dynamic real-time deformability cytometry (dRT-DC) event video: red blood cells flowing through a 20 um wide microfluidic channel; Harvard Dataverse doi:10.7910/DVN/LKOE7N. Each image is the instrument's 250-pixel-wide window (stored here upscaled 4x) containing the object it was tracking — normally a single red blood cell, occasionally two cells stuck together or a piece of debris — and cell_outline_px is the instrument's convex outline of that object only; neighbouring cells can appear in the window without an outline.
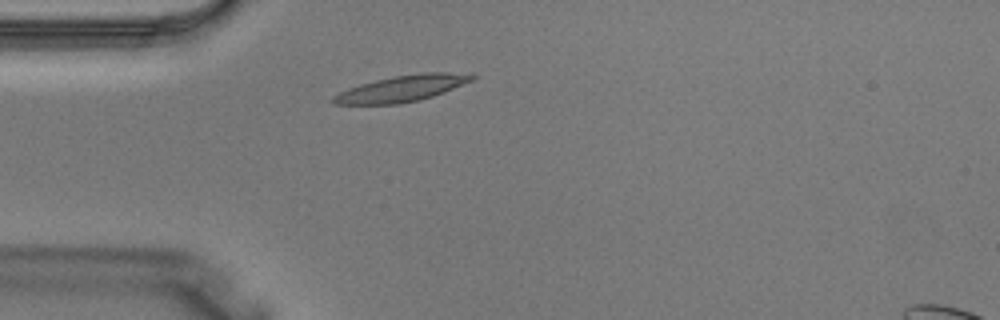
{"species": "Egyptian fruit bat (a non-hibernating species)", "species_latin": "Rousettus aegyptiacus", "temperature_condition": "warm", "stored_images_in_passage": 2, "camera_frame_rate_fps": 3000, "um_per_image_px": 0.085, "animal": {"sex": "male"}, "frame": {"image": 1, "passage_image": 2, "time_ms": 0.333, "image_size_px": [1000, 320], "cell_outline_px": [[476, 76], [472, 80], [444, 92], [420, 100], [396, 104], [332, 104], [328, 100], [332, 96], [348, 88], [360, 84], [376, 80], [396, 76], [424, 72], [448, 72]], "centroid_in_image_um": [34.08, 7.54], "position_along_channel_um": 50.9, "area_um2": 20.92}}